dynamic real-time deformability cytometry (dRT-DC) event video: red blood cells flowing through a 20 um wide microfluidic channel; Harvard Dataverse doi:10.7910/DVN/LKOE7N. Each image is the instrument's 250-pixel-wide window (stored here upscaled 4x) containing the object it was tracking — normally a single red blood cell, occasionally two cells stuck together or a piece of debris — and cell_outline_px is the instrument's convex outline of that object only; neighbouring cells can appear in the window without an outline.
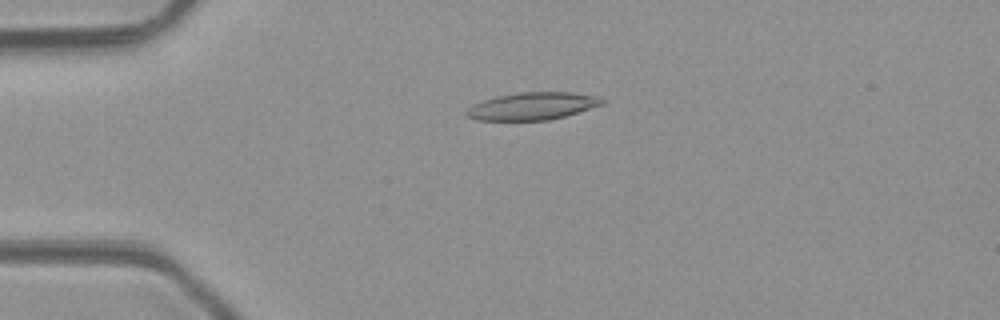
{"species": "common noctule bat (a hibernating species)", "species_latin": "Nyctalus noctula", "temperature_condition": "room temperature", "stored_images_in_passage": 3, "camera_frame_rate_fps": 3000, "um_per_image_px": 0.085, "animal": {"sex": "male", "body_mass_g": 23.1, "forearm_length_mm": 52.7}, "frame": {"image": 1, "passage_image": 2, "time_ms": 2.333, "image_size_px": [1000, 320], "cell_outline_px": [[604, 104], [564, 116], [548, 120], [476, 120], [468, 116], [464, 112], [472, 104], [496, 96], [520, 92], [572, 92], [596, 96], [604, 100]], "centroid_in_image_um": [45.23, 9.01], "position_along_channel_um": 39.8, "area_um2": 21.56}}